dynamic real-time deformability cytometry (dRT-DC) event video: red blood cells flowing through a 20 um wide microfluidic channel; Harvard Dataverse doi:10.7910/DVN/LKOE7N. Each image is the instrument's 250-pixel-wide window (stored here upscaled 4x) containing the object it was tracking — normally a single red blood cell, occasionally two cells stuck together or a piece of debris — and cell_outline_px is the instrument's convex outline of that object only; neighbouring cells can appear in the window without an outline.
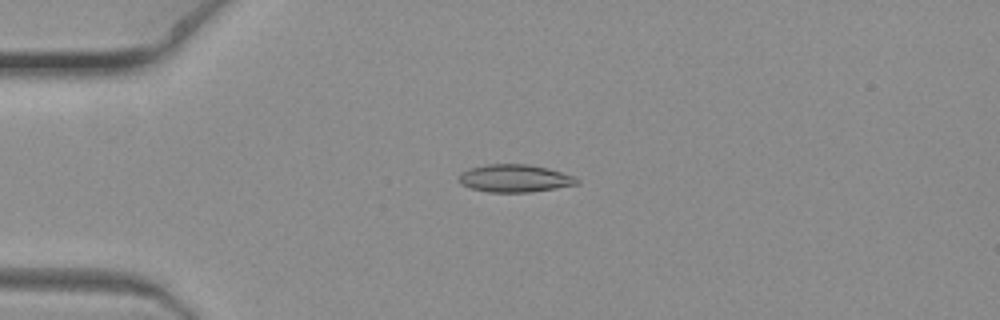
{"species": "common noctule bat (a hibernating species)", "species_latin": "Nyctalus noctula", "temperature_condition": "warm", "stored_images_in_passage": 3, "camera_frame_rate_fps": 3000, "um_per_image_px": 0.085, "animal": {"sex": "female", "body_mass_g": 19.3, "forearm_length_mm": 54.1}, "frame": {"image": 1, "passage_image": 1, "time_ms": 0.0, "image_size_px": [1000, 320], "cell_outline_px": [[580, 184], [532, 192], [488, 192], [472, 188], [460, 184], [460, 172], [468, 168], [488, 164], [528, 164], [548, 168], [576, 176], [580, 180]], "centroid_in_image_um": [43.79, 15.15], "position_along_channel_um": 41.2, "area_um2": 19.19}}
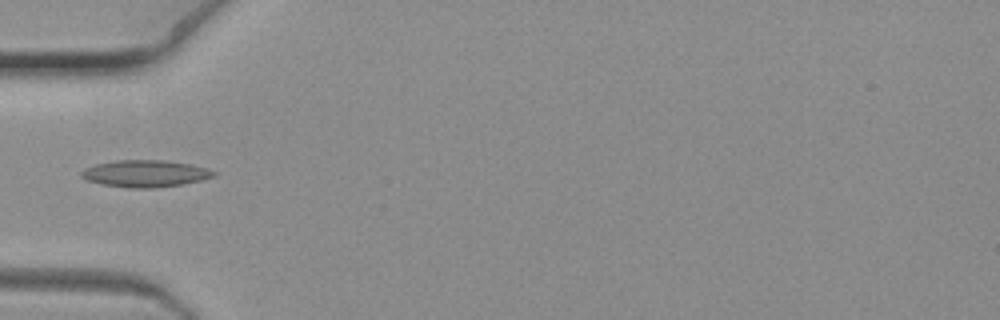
{"frame": {"image": 2, "passage_image": 2, "time_ms": 0.333, "image_size_px": [1000, 320], "cell_outline_px": [[216, 176], [200, 180], [180, 184], [152, 188], [128, 188], [104, 184], [88, 180], [80, 176], [80, 172], [84, 168], [96, 164], [116, 160], [160, 160], [192, 164], [208, 168], [216, 172]], "centroid_in_image_um": [12.35, 14.74], "position_along_channel_um": 72.7, "area_um2": 20.63}}